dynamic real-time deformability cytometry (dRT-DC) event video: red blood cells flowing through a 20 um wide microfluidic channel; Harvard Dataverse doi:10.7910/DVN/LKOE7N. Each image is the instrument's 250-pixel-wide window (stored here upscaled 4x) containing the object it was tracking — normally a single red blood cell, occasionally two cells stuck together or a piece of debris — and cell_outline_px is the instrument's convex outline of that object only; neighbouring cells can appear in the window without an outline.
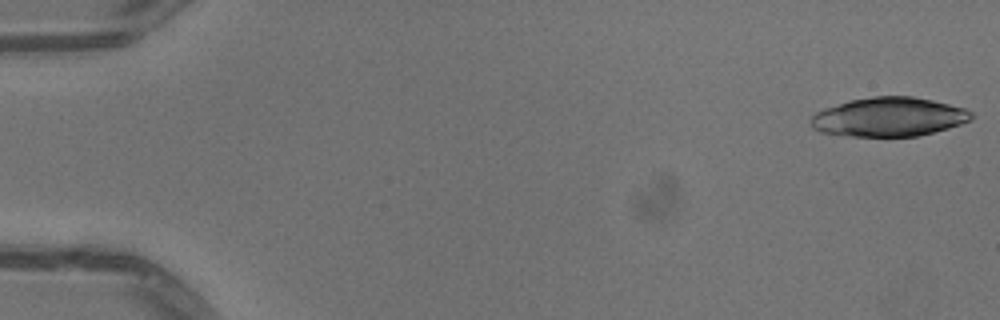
{"species": "common noctule bat (a hibernating species)", "species_latin": "Nyctalus noctula", "temperature_condition": "warm", "stored_images_in_passage": 19, "camera_frame_rate_fps": 3000, "um_per_image_px": 0.085, "animal": {"sex": "male", "body_mass_g": 13.3}, "frame": {"image": 1, "passage_image": 1, "time_ms": 0.0, "image_size_px": [1000, 320], "cell_outline_px": [[972, 120], [948, 128], [916, 136], [852, 136], [820, 132], [812, 128], [808, 120], [816, 112], [824, 108], [848, 100], [872, 96], [912, 96], [932, 100], [964, 108], [972, 112]], "centroid_in_image_um": [75.51, 9.93], "position_along_channel_um": 9.5, "area_um2": 36.59}}